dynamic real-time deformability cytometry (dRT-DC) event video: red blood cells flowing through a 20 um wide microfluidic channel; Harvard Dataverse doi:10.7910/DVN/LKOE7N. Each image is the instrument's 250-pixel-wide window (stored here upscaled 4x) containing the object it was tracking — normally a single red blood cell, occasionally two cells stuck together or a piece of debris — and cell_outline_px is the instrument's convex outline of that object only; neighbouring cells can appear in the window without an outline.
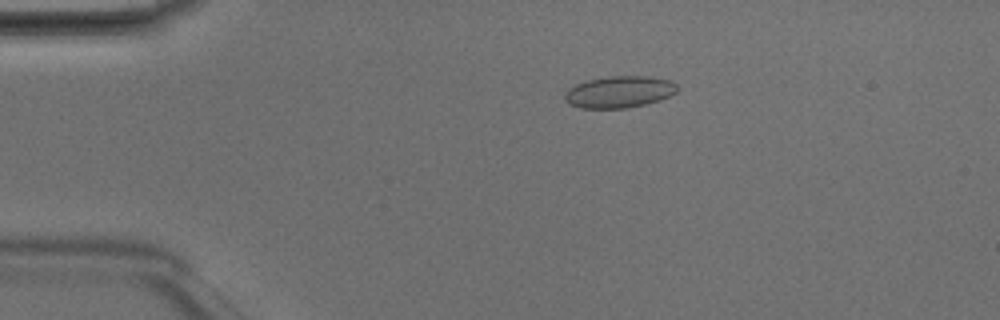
{"species": "Egyptian fruit bat (a non-hibernating species)", "species_latin": "Rousettus aegyptiacus", "temperature_condition": "room temperature", "stored_images_in_passage": 42, "camera_frame_rate_fps": 3000, "um_per_image_px": 0.085, "animal": {"sex": "male"}, "frame": {"image": 1, "passage_image": 3, "time_ms": 0.667, "image_size_px": [1000, 320], "cell_outline_px": [[676, 92], [660, 100], [628, 108], [580, 108], [568, 104], [564, 100], [564, 92], [568, 88], [576, 84], [588, 80], [608, 76], [648, 76], [672, 80], [676, 84]], "centroid_in_image_um": [52.6, 7.81], "position_along_channel_um": 32.4, "area_um2": 20.92}}
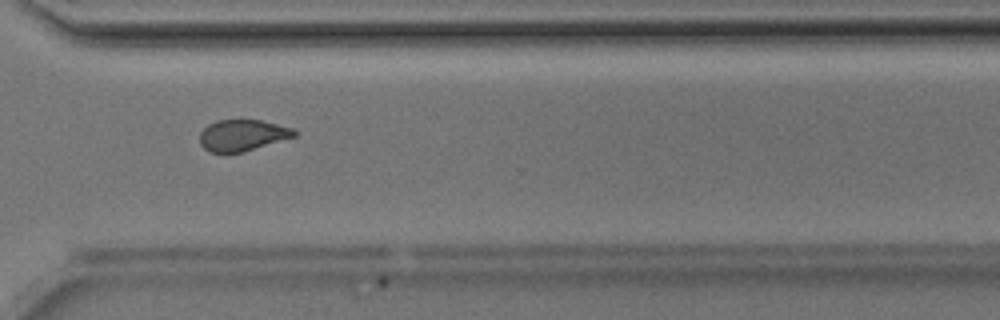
{"frame": {"image": 2, "passage_image": 29, "time_ms": 9.333, "image_size_px": [1000, 320], "cell_outline_px": [[296, 136], [244, 152], [208, 152], [200, 144], [200, 132], [208, 124], [216, 120], [260, 120], [292, 128], [296, 132]], "centroid_in_image_um": [20.58, 11.5], "position_along_channel_um": 350.0, "area_um2": 17.17}}
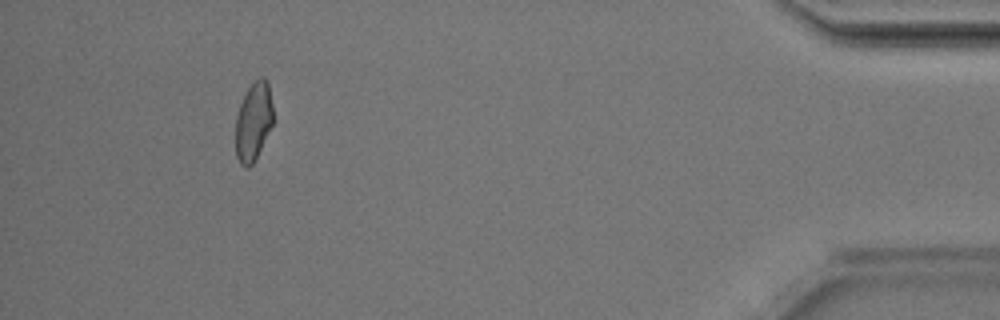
{"frame": {"image": 3, "passage_image": 38, "time_ms": 12.333, "image_size_px": [1000, 320], "cell_outline_px": [[272, 124], [252, 164], [248, 168], [244, 168], [240, 164], [236, 156], [236, 116], [240, 104], [248, 88], [260, 76], [264, 76], [268, 80], [272, 104]], "centroid_in_image_um": [21.53, 10.31], "position_along_channel_um": 413.7, "area_um2": 16.94}, "authors_computed_cell_mechanics": {"area_um2": 18.3515, "velocity_mm_per_s": 4.2057, "shape_relaxation_time_tau1_ms": 4.8434, "shape_relaxation_time_tau2_ms": 1.1565, "deformation_change_tau1": 0.1021, "deformation_change_tau2": 0.0532}}